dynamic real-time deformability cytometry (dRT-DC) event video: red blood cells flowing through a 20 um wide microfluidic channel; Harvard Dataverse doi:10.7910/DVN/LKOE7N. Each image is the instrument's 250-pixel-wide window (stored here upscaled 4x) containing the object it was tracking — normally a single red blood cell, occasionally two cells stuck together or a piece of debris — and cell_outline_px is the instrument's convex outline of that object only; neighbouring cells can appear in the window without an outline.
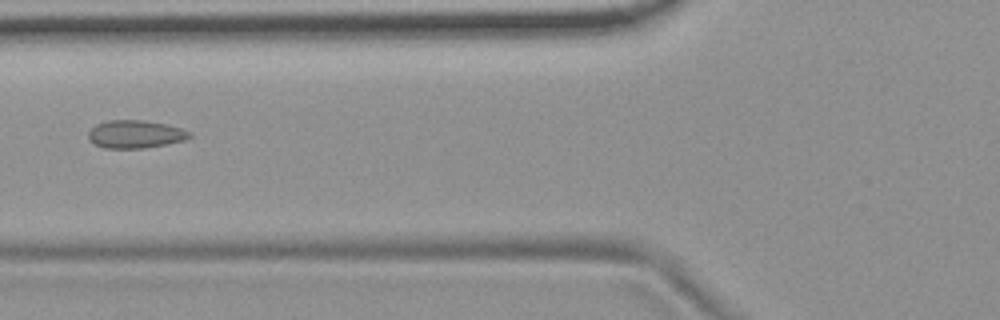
{"species": "common noctule bat (a hibernating species)", "species_latin": "Nyctalus noctula", "temperature_condition": "room temperature", "stored_images_in_passage": 9, "camera_frame_rate_fps": 3000, "um_per_image_px": 0.085, "animal": {"sex": "female", "body_mass_g": 19.9}, "frame": {"image": 1, "passage_image": 6, "time_ms": 6.0, "image_size_px": [1000, 320], "cell_outline_px": [[192, 136], [184, 140], [168, 144], [144, 148], [104, 148], [88, 140], [88, 132], [96, 124], [108, 120], [140, 120], [168, 124], [192, 132]], "centroid_in_image_um": [11.51, 11.4], "position_along_channel_um": 114.3, "area_um2": 16.53}}
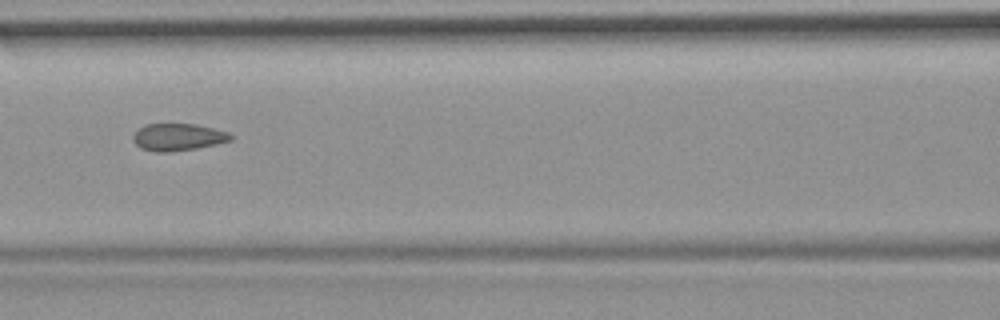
{"frame": {"image": 2, "passage_image": 7, "time_ms": 7.0, "image_size_px": [1000, 320], "cell_outline_px": [[232, 140], [216, 144], [196, 148], [172, 152], [156, 152], [140, 148], [132, 140], [132, 136], [144, 124], [196, 124], [228, 132], [232, 136]], "centroid_in_image_um": [15.11, 11.66], "position_along_channel_um": 151.5, "area_um2": 15.43}}
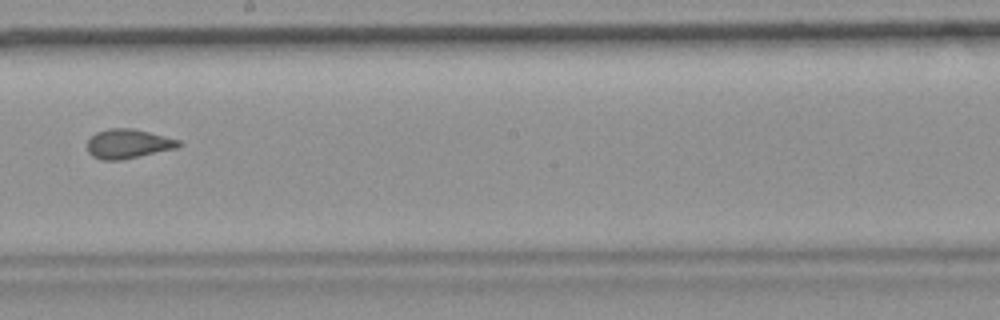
{"frame": {"image": 3, "passage_image": 9, "time_ms": 9.333, "image_size_px": [1000, 320], "cell_outline_px": [[180, 144], [176, 148], [120, 160], [100, 160], [92, 156], [88, 152], [88, 140], [96, 132], [108, 128], [132, 128], [180, 140]], "centroid_in_image_um": [10.84, 12.22], "position_along_channel_um": 237.4, "area_um2": 15.43}}